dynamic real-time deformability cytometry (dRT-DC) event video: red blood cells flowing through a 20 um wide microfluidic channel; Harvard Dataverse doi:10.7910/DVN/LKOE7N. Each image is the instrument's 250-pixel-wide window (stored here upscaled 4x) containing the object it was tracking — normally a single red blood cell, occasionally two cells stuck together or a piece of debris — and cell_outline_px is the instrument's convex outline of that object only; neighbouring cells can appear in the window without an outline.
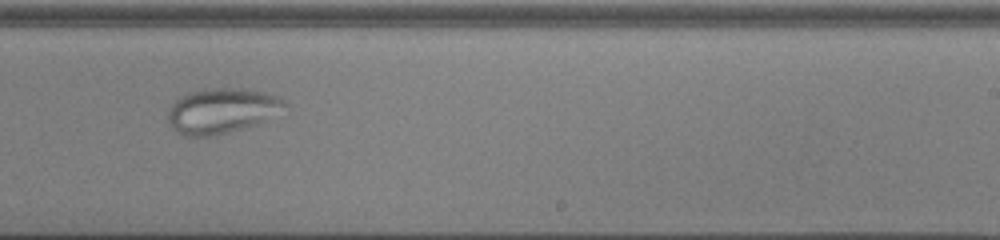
{"species": "common noctule bat (a hibernating species)", "species_latin": "Nyctalus noctula", "temperature_condition": "cold", "stored_images_in_passage": 48, "camera_frame_rate_fps": 3000, "um_per_image_px": 0.085, "animal": {"sex": "male", "body_mass_g": 13.0, "forearm_length_mm": 53.1}, "frame": {"image": 1, "passage_image": 29, "time_ms": 9.333, "image_size_px": [1000, 240], "cell_outline_px": [[288, 104], [256, 124], [228, 132], [212, 136], [184, 136], [176, 132], [172, 128], [168, 120], [168, 108], [180, 96], [188, 92], [212, 88], [244, 88], [264, 92], [280, 96]], "centroid_in_image_um": [18.79, 9.4], "position_along_channel_um": 270.2, "area_um2": 30.46}}
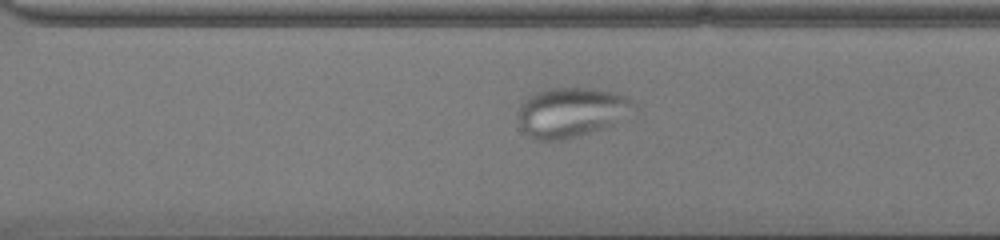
{"frame": {"image": 2, "passage_image": 33, "time_ms": 10.667, "image_size_px": [1000, 240], "cell_outline_px": [[636, 116], [564, 140], [536, 140], [524, 132], [520, 128], [520, 104], [528, 96], [536, 92], [548, 88], [588, 88], [612, 92], [628, 96], [636, 104]], "centroid_in_image_um": [48.64, 9.53], "position_along_channel_um": 322.0, "area_um2": 33.76}}